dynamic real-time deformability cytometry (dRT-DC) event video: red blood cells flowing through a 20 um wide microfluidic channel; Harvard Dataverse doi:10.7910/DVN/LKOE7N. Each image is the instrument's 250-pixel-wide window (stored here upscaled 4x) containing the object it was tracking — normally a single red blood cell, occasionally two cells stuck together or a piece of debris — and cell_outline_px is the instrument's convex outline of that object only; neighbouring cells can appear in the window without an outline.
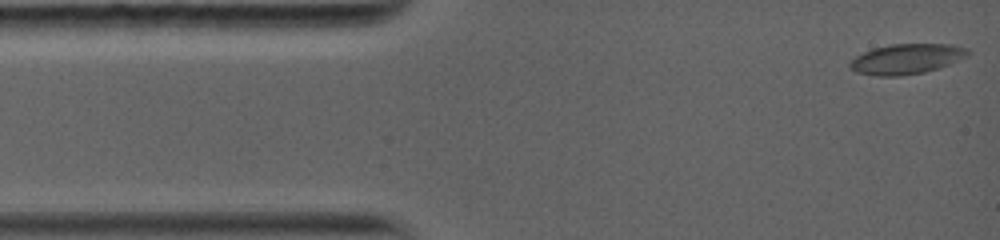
{"species": "common noctule bat (a hibernating species)", "species_latin": "Nyctalus noctula", "temperature_condition": "warm", "stored_images_in_passage": 33, "camera_frame_rate_fps": 5000, "um_per_image_px": 0.085, "animal": {"sex": "female", "body_mass_g": 19.0, "forearm_length_mm": 56.7}, "frame": {"image": 1, "passage_image": 1, "time_ms": 0.0, "image_size_px": [1000, 240], "cell_outline_px": [[968, 52], [932, 68], [920, 72], [860, 72], [852, 68], [852, 60], [856, 56], [864, 52], [888, 44], [948, 44], [960, 48]], "centroid_in_image_um": [76.96, 4.91], "position_along_channel_um": 8.0, "area_um2": 17.86}}
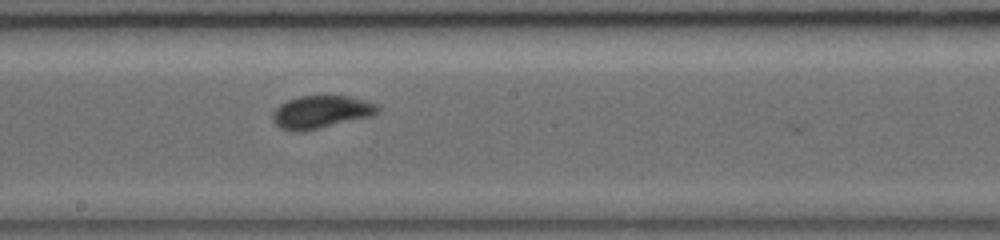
{"frame": {"image": 2, "passage_image": 19, "time_ms": 7.0, "image_size_px": [1000, 240], "cell_outline_px": [[376, 112], [368, 116], [300, 132], [296, 132], [280, 128], [276, 124], [276, 108], [280, 104], [288, 100], [300, 96], [348, 96], [372, 104], [376, 108]], "centroid_in_image_um": [27.2, 9.51], "position_along_channel_um": 221.0, "area_um2": 18.84}}
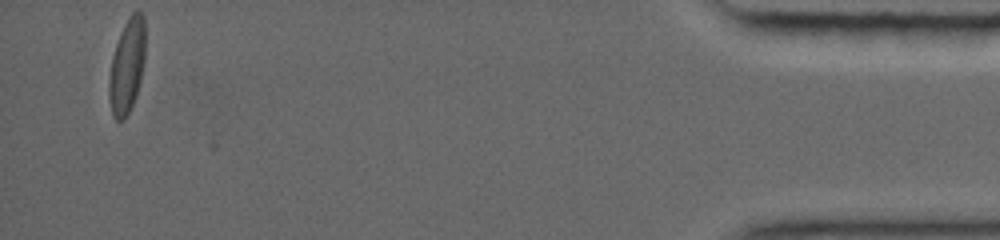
{"frame": {"image": 3, "passage_image": 33, "time_ms": 14.6, "image_size_px": [1000, 240], "cell_outline_px": [[144, 52], [140, 76], [136, 92], [132, 104], [128, 112], [120, 120], [116, 120], [112, 112], [112, 60], [116, 44], [132, 12], [140, 12], [144, 16]], "centroid_in_image_um": [10.84, 5.53], "position_along_channel_um": 424.4, "area_um2": 17.92}, "authors_computed_cell_mechanics": {"area_um2": 18.496, "velocity_mm_per_s": 4.0639, "shape_relaxation_time_tau1_ms": 4.0508, "shape_relaxation_time_tau2_ms": null, "deformation_change_tau1": 0.1577, "deformation_change_tau2": null}}